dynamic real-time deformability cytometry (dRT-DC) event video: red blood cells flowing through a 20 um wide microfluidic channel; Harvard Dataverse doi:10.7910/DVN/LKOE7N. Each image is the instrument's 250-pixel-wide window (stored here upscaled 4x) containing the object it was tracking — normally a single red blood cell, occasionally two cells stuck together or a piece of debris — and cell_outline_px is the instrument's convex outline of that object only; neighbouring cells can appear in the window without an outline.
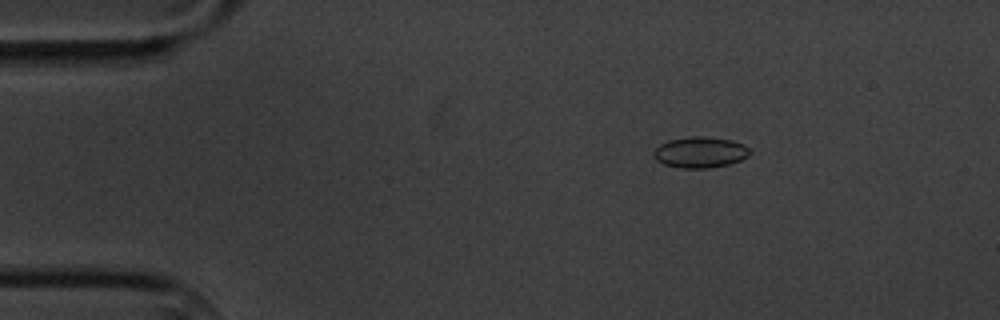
{"species": "common noctule bat (a hibernating species)", "species_latin": "Nyctalus noctula", "temperature_condition": "cold", "stored_images_in_passage": 6, "segment_of_instrument_passage": [2, 2], "camera_frame_rate_fps": 3000, "um_per_image_px": 0.085, "animal": {"sex": "male", "body_mass_g": 20.1, "forearm_length_mm": 53.5}, "frame": {"image": 1, "passage_image": 6, "time_ms": 6.667, "image_size_px": [1000, 320], "cell_outline_px": [[748, 156], [740, 160], [728, 164], [708, 168], [680, 168], [664, 164], [656, 160], [652, 152], [660, 144], [668, 140], [692, 136], [704, 136], [732, 140], [744, 144], [748, 148]], "centroid_in_image_um": [59.48, 12.94], "position_along_channel_um": 25.5, "area_um2": 17.28}}